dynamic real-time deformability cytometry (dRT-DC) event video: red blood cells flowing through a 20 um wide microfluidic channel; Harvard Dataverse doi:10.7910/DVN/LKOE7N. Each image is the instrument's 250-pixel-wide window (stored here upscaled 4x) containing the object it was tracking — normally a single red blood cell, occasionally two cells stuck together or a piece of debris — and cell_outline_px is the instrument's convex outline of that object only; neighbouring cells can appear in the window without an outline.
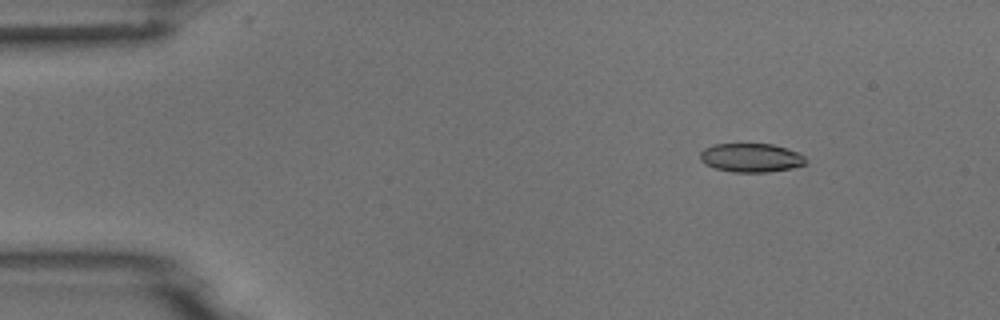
{"species": "common noctule bat (a hibernating species)", "species_latin": "Nyctalus noctula", "temperature_condition": "room temperature", "stored_images_in_passage": 6, "camera_frame_rate_fps": 3000, "um_per_image_px": 0.085, "animal": {"sex": "male", "body_mass_g": 18.8}, "frame": {"image": 1, "passage_image": 2, "time_ms": 1.333, "image_size_px": [1000, 320], "cell_outline_px": [[808, 164], [792, 168], [768, 172], [732, 172], [716, 168], [704, 164], [700, 160], [700, 152], [704, 148], [712, 144], [772, 144], [796, 152], [804, 156], [808, 160]], "centroid_in_image_um": [63.83, 13.41], "position_along_channel_um": 21.2, "area_um2": 17.8}}
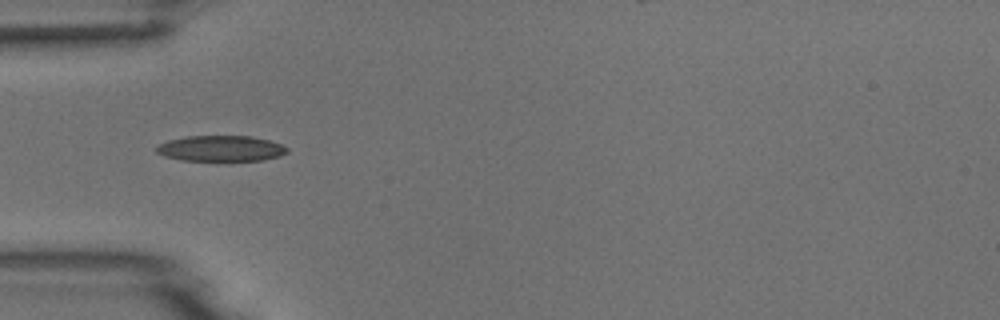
{"frame": {"image": 2, "passage_image": 5, "time_ms": 4.667, "image_size_px": [1000, 320], "cell_outline_px": [[288, 152], [280, 156], [264, 160], [228, 164], [180, 160], [164, 156], [156, 152], [156, 148], [160, 144], [168, 140], [184, 136], [252, 136], [268, 140], [280, 144], [288, 148]], "centroid_in_image_um": [18.79, 12.68], "position_along_channel_um": 66.2, "area_um2": 20.75}}